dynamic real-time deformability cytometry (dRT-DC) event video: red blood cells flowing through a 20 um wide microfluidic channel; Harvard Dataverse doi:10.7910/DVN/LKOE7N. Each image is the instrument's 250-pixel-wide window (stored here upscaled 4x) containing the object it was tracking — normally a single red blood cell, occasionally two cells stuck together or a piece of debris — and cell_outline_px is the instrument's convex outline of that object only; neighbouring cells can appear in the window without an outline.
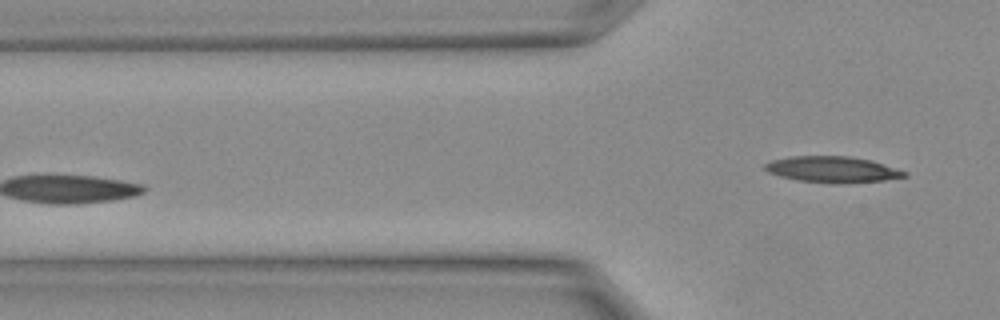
{"species": "Egyptian fruit bat (a non-hibernating species)", "species_latin": "Rousettus aegyptiacus", "temperature_condition": "warm", "stored_images_in_passage": 6, "segment_of_instrument_passage": [2, 2], "camera_frame_rate_fps": 3000, "um_per_image_px": 0.085, "animal": {"sex": "female"}, "frame": {"image": 1, "passage_image": 6, "time_ms": 1.667, "image_size_px": [1000, 320], "cell_outline_px": [[908, 176], [884, 180], [840, 184], [832, 184], [800, 180], [780, 176], [768, 172], [764, 168], [764, 164], [772, 160], [792, 156], [848, 156], [872, 160], [908, 172]], "centroid_in_image_um": [70.78, 14.4], "position_along_channel_um": 55.0, "area_um2": 21.27}}